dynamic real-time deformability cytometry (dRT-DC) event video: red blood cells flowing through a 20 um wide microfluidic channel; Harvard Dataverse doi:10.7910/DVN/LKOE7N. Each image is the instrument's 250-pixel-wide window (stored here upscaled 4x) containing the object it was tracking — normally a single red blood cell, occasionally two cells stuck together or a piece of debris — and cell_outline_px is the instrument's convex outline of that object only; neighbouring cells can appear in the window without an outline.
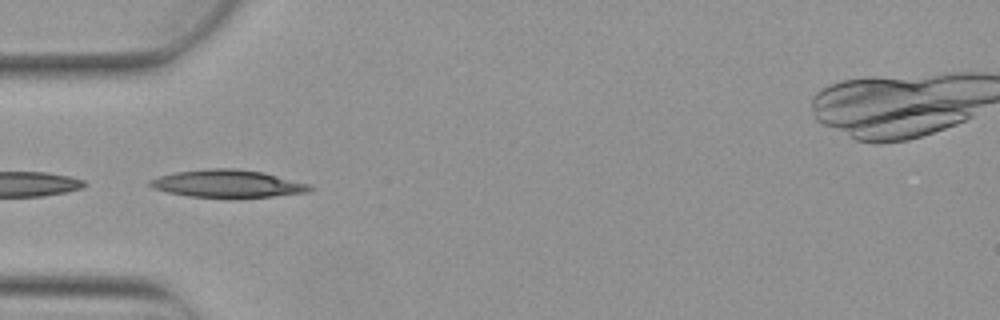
{"species": "Egyptian fruit bat (a non-hibernating species)", "species_latin": "Rousettus aegyptiacus", "temperature_condition": "warm", "stored_images_in_passage": 5, "camera_frame_rate_fps": 3000, "um_per_image_px": 0.085, "animal": {"sex": "female"}, "frame": {"image": 1, "passage_image": 3, "time_ms": 0.667, "image_size_px": [1000, 320], "cell_outline_px": [[316, 188], [308, 192], [272, 196], [188, 196], [168, 192], [152, 188], [148, 184], [148, 180], [156, 176], [176, 172], [208, 168], [232, 168], [264, 172], [308, 184]], "centroid_in_image_um": [19.3, 15.58], "position_along_channel_um": 65.7, "area_um2": 25.26}}
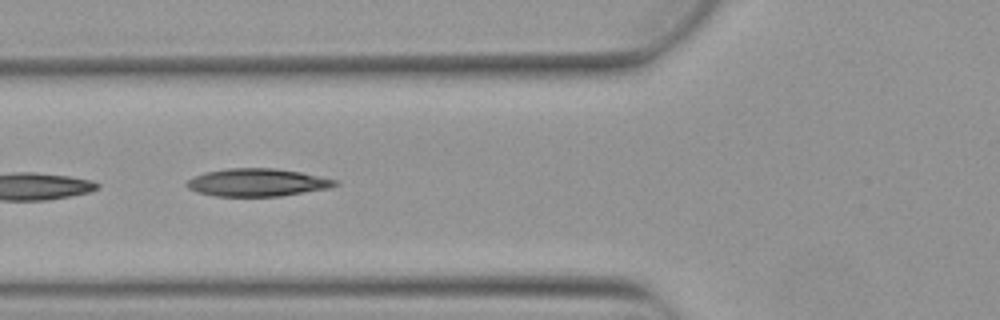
{"frame": {"image": 2, "passage_image": 4, "time_ms": 1.0, "image_size_px": [1000, 320], "cell_outline_px": [[340, 184], [328, 188], [280, 196], [216, 196], [196, 192], [188, 188], [184, 184], [188, 180], [204, 172], [228, 168], [276, 168], [300, 172], [340, 180]], "centroid_in_image_um": [21.88, 15.5], "position_along_channel_um": 103.9, "area_um2": 24.04}}
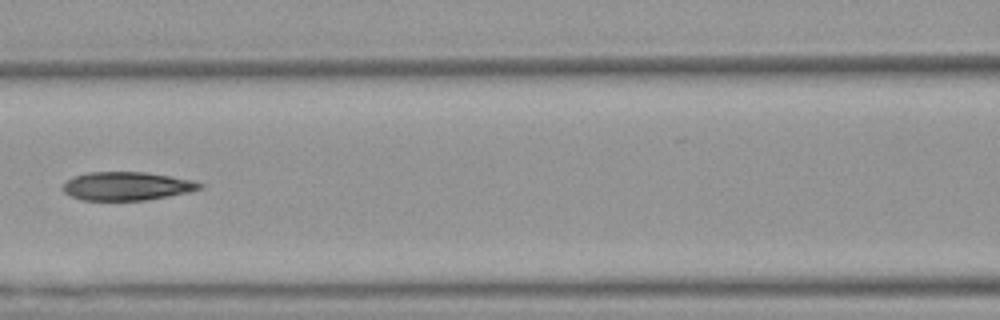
{"frame": {"image": 3, "passage_image": 5, "time_ms": 1.333, "image_size_px": [1000, 320], "cell_outline_px": [[204, 188], [188, 192], [148, 200], [84, 200], [72, 196], [64, 192], [64, 184], [72, 176], [88, 172], [144, 172], [192, 180], [204, 184]], "centroid_in_image_um": [10.8, 15.82], "position_along_channel_um": 155.8, "area_um2": 22.54}}